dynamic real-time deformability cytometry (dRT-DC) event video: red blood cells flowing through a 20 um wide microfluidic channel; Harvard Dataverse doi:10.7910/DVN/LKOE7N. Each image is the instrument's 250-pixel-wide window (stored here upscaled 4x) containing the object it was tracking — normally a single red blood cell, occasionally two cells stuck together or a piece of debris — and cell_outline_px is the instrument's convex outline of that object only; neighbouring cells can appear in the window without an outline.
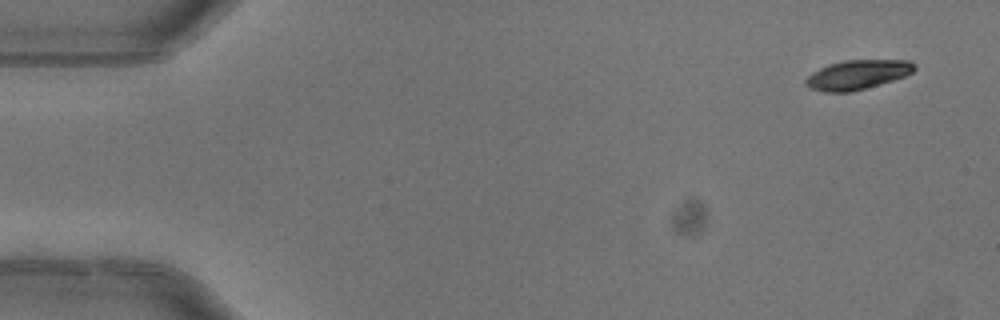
{"species": "common noctule bat (a hibernating species)", "species_latin": "Nyctalus noctula", "temperature_condition": "warm", "stored_images_in_passage": 4, "camera_frame_rate_fps": 3000, "um_per_image_px": 0.085, "animal": {"sex": "female"}, "frame": {"image": 1, "passage_image": 1, "time_ms": 0.0, "image_size_px": [1000, 320], "cell_outline_px": [[916, 68], [912, 72], [904, 76], [880, 84], [848, 92], [824, 92], [808, 88], [804, 84], [804, 80], [812, 72], [828, 64], [844, 60], [912, 60], [916, 64]], "centroid_in_image_um": [72.86, 6.34], "position_along_channel_um": 12.1, "area_um2": 18.67}}
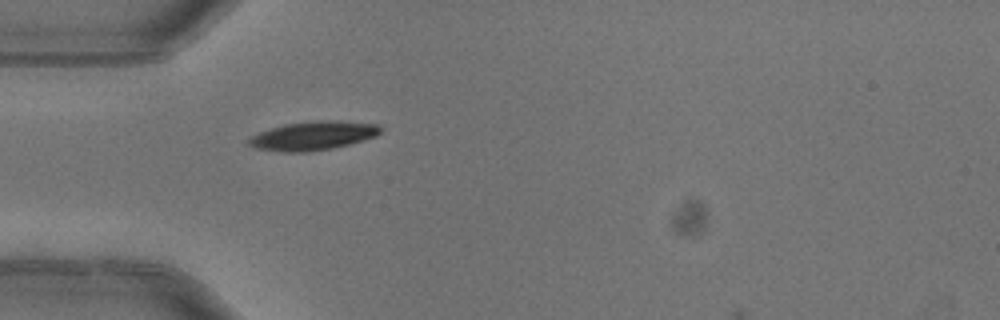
{"frame": {"image": 2, "passage_image": 4, "time_ms": 1.0, "image_size_px": [1000, 320], "cell_outline_px": [[380, 132], [376, 136], [364, 140], [332, 148], [308, 152], [284, 152], [256, 148], [248, 144], [248, 140], [252, 136], [260, 132], [284, 124], [312, 120], [336, 120], [380, 124]], "centroid_in_image_um": [26.63, 11.52], "position_along_channel_um": 58.4, "area_um2": 22.08}}